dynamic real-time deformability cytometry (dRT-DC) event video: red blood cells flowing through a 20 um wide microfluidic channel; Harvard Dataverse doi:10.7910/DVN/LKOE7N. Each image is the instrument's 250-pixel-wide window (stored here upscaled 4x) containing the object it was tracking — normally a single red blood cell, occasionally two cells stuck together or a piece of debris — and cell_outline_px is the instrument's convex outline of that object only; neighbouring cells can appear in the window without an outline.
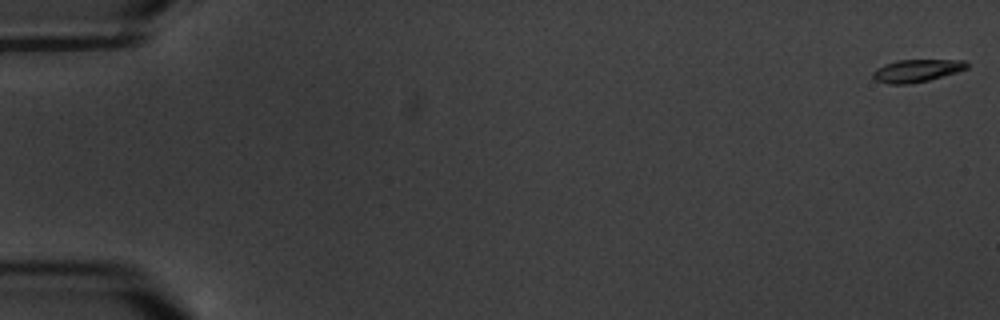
{"species": "common noctule bat (a hibernating species)", "species_latin": "Nyctalus noctula", "temperature_condition": "warm", "stored_images_in_passage": 7, "camera_frame_rate_fps": 3000, "um_per_image_px": 0.085, "animal": {"sex": "male", "body_mass_g": 20.1, "forearm_length_mm": 53.5}, "frame": {"image": 1, "passage_image": 1, "time_ms": 0.0, "image_size_px": [1000, 320], "cell_outline_px": [[968, 68], [956, 72], [928, 80], [908, 84], [888, 84], [876, 80], [872, 76], [872, 72], [876, 68], [884, 64], [896, 60], [964, 60], [968, 64]], "centroid_in_image_um": [77.88, 6.0], "position_along_channel_um": 7.1, "area_um2": 12.31}}
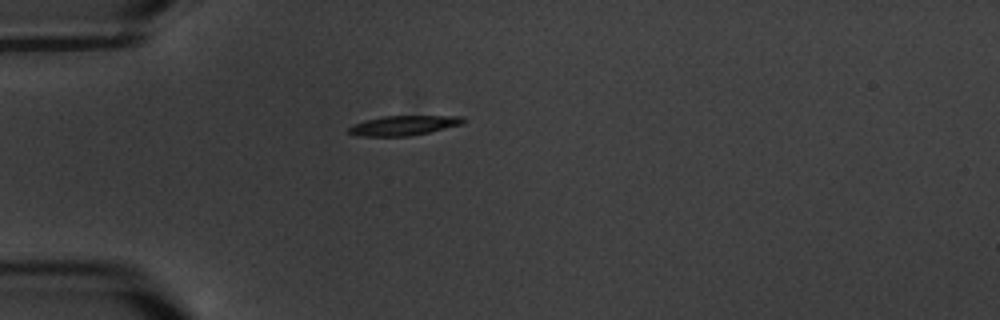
{"frame": {"image": 2, "passage_image": 5, "time_ms": 5.667, "image_size_px": [1000, 320], "cell_outline_px": [[464, 124], [428, 132], [408, 136], [356, 136], [348, 132], [348, 128], [352, 124], [364, 120], [384, 116], [464, 116]], "centroid_in_image_um": [34.28, 10.66], "position_along_channel_um": 50.7, "area_um2": 13.18}}